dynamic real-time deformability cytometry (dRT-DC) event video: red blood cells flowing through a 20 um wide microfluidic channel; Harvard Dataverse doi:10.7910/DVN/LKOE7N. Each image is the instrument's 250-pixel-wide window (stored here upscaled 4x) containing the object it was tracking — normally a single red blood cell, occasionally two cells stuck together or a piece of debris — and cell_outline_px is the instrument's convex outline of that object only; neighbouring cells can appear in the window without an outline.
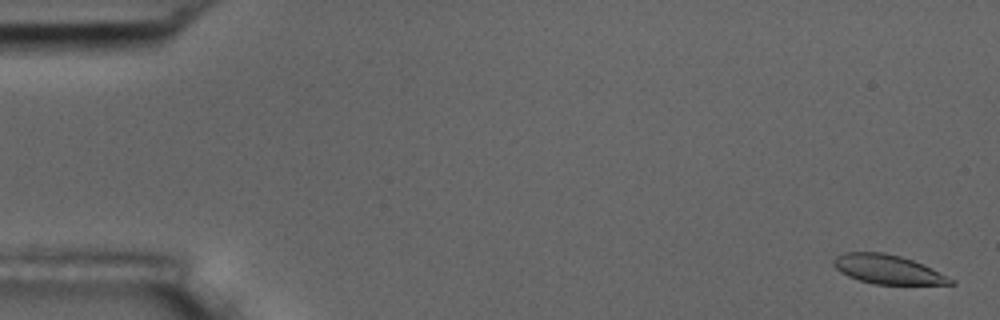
{"species": "common noctule bat (a hibernating species)", "species_latin": "Nyctalus noctula", "temperature_condition": "room temperature", "stored_images_in_passage": 8, "camera_frame_rate_fps": 3000, "um_per_image_px": 0.085, "animal": {"sex": "male", "body_mass_g": 17.5, "forearm_length_mm": 52.3}, "frame": {"image": 1, "passage_image": 1, "time_ms": 0.0, "image_size_px": [1000, 320], "cell_outline_px": [[956, 284], [872, 284], [848, 276], [840, 272], [832, 264], [832, 260], [836, 256], [844, 252], [884, 252], [900, 256], [912, 260], [956, 280]], "centroid_in_image_um": [75.42, 22.89], "position_along_channel_um": 9.6, "area_um2": 19.71}}
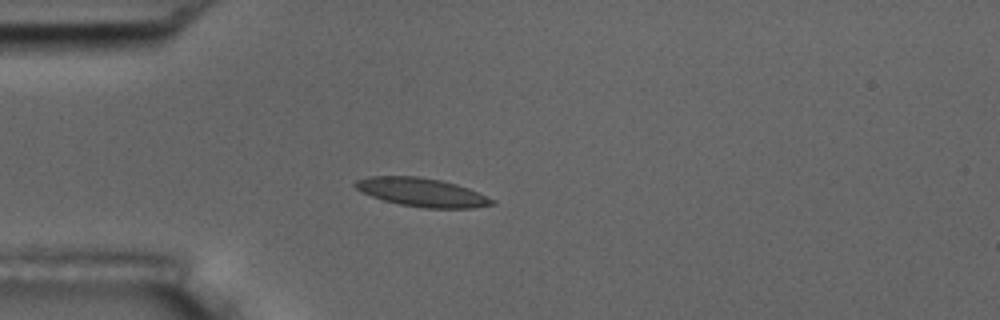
{"frame": {"image": 2, "passage_image": 5, "time_ms": 1.333, "image_size_px": [1000, 320], "cell_outline_px": [[496, 204], [472, 208], [424, 208], [400, 204], [384, 200], [372, 196], [356, 188], [352, 184], [356, 180], [368, 176], [416, 176], [440, 180], [456, 184], [468, 188], [496, 200]], "centroid_in_image_um": [35.88, 16.34], "position_along_channel_um": 49.1, "area_um2": 22.66}}